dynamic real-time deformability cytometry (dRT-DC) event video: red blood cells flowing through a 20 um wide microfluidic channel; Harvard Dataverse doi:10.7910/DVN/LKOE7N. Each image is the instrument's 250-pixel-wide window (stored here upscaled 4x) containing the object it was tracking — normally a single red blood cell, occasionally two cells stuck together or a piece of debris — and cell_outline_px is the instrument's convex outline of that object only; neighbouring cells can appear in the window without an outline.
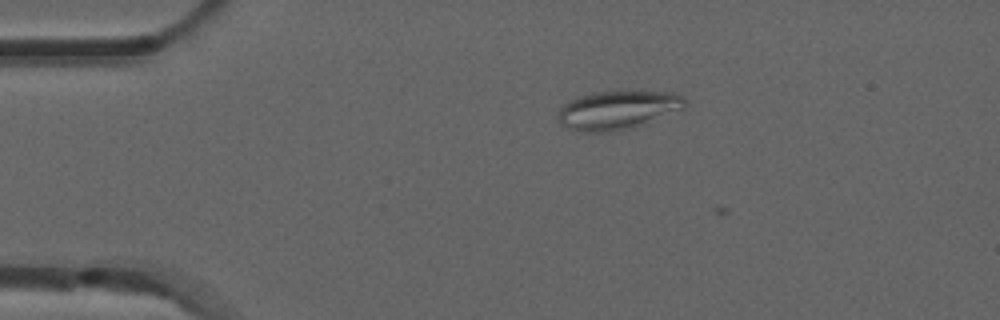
{"species": "common noctule bat (a hibernating species)", "species_latin": "Nyctalus noctula", "temperature_condition": "room temperature", "stored_images_in_passage": 2, "camera_frame_rate_fps": 3000, "um_per_image_px": 0.085, "animal": {"sex": "male", "forearm_length_mm": 52.5}, "frame": {"image": 1, "passage_image": 1, "time_ms": 0.0, "image_size_px": [1000, 320], "cell_outline_px": [[684, 108], [628, 128], [608, 132], [580, 132], [568, 128], [560, 124], [556, 120], [560, 108], [564, 104], [576, 96], [592, 92], [624, 88], [672, 92], [680, 96], [684, 100]], "centroid_in_image_um": [52.42, 9.29], "position_along_channel_um": 32.6, "area_um2": 29.13}}